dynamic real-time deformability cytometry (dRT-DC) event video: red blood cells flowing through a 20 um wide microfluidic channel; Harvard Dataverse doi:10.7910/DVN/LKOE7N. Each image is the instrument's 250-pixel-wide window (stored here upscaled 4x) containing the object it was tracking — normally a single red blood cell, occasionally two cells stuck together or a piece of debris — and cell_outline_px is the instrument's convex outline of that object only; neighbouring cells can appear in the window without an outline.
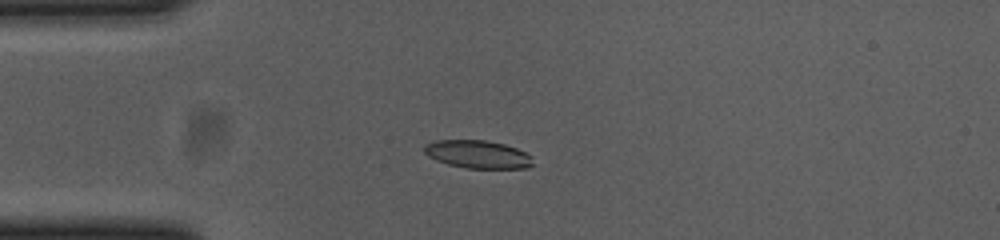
{"species": "common noctule bat (a hibernating species)", "species_latin": "Nyctalus noctula", "temperature_condition": "cold", "stored_images_in_passage": 54, "camera_frame_rate_fps": 3000, "um_per_image_px": 0.085, "animal": {"sex": "female", "body_mass_g": 23.0, "forearm_length_mm": 53.4}, "frame": {"image": 1, "passage_image": 13, "time_ms": 4.0, "image_size_px": [1000, 240], "cell_outline_px": [[532, 164], [524, 168], [468, 168], [448, 164], [436, 160], [428, 156], [424, 152], [424, 144], [436, 140], [484, 140], [504, 144], [516, 148], [532, 156]], "centroid_in_image_um": [40.58, 13.11], "position_along_channel_um": 44.4, "area_um2": 17.57}}
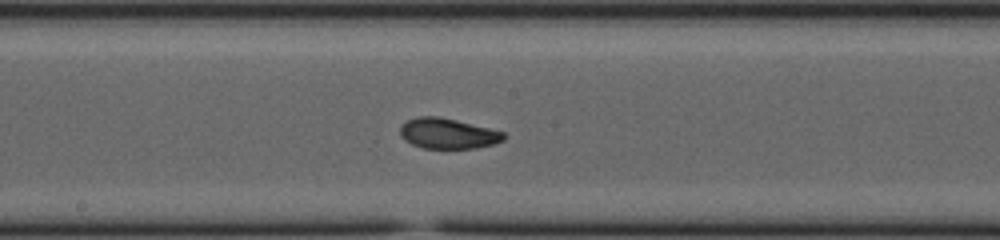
{"frame": {"image": 2, "passage_image": 28, "time_ms": 9.0, "image_size_px": [1000, 240], "cell_outline_px": [[508, 136], [504, 140], [492, 144], [476, 148], [424, 148], [412, 144], [404, 140], [400, 136], [400, 124], [416, 116], [440, 116], [504, 132]], "centroid_in_image_um": [38.04, 11.34], "position_along_channel_um": 210.2, "area_um2": 18.44}}
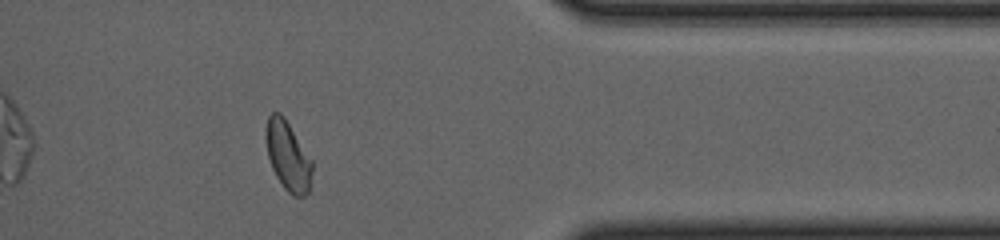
{"frame": {"image": 3, "passage_image": 44, "time_ms": 14.333, "image_size_px": [1000, 240], "cell_outline_px": [[312, 172], [308, 192], [304, 196], [292, 196], [284, 188], [276, 176], [272, 168], [268, 156], [264, 136], [264, 132], [268, 116], [272, 112], [280, 112], [284, 116], [312, 160]], "centroid_in_image_um": [24.45, 13.23], "position_along_channel_um": 387.0, "area_um2": 18.79}, "authors_computed_cell_mechanics": {"area_um2": 18.5827, "velocity_mm_per_s": 3.6779, "shape_relaxation_time_tau1_ms": 5.9357, "shape_relaxation_time_tau2_ms": 1.6189, "deformation_change_tau1": 0.1597, "deformation_change_tau2": 0.0644}}